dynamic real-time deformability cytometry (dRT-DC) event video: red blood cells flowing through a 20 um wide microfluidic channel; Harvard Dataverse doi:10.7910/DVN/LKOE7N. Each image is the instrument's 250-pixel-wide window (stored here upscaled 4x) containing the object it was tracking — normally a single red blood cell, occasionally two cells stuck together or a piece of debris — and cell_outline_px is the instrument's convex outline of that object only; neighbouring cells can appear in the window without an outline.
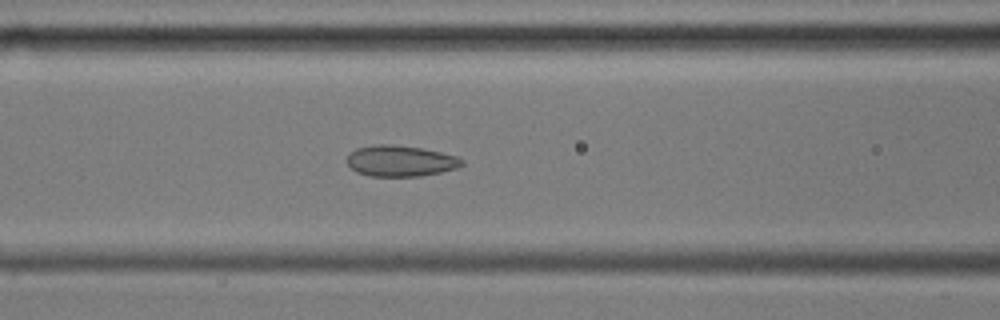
{"species": "common noctule bat (a hibernating species)", "species_latin": "Nyctalus noctula", "temperature_condition": "cold", "stored_images_in_passage": 54, "camera_frame_rate_fps": 3000, "um_per_image_px": 0.085, "animal": {"sex": "male", "body_mass_g": 17.9, "forearm_length_mm": 54.2}, "frame": {"image": 1, "passage_image": 21, "time_ms": 6.667, "image_size_px": [1000, 320], "cell_outline_px": [[464, 164], [456, 168], [440, 172], [420, 176], [372, 176], [356, 172], [348, 164], [348, 156], [356, 148], [380, 144], [392, 144], [420, 148], [440, 152], [456, 156], [464, 160]], "centroid_in_image_um": [34.05, 13.68], "position_along_channel_um": 132.5, "area_um2": 20.52}}
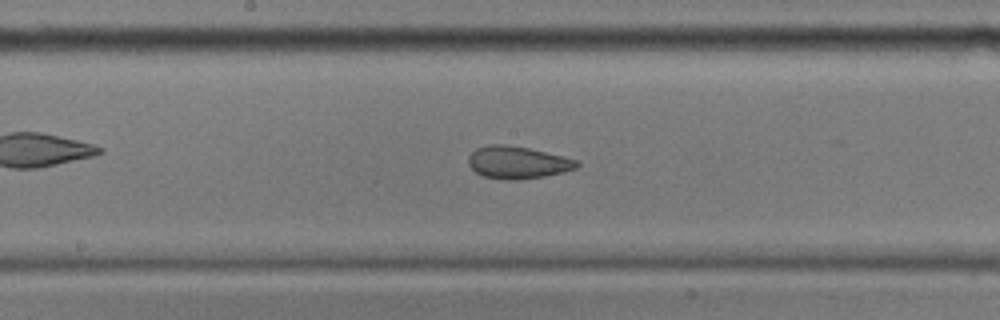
{"frame": {"image": 2, "passage_image": 27, "time_ms": 8.667, "image_size_px": [1000, 320], "cell_outline_px": [[580, 164], [576, 168], [564, 172], [544, 176], [516, 180], [508, 180], [484, 176], [476, 172], [468, 164], [468, 156], [476, 148], [492, 144], [504, 144], [528, 148], [576, 160]], "centroid_in_image_um": [43.96, 13.81], "position_along_channel_um": 204.2, "area_um2": 20.17}}
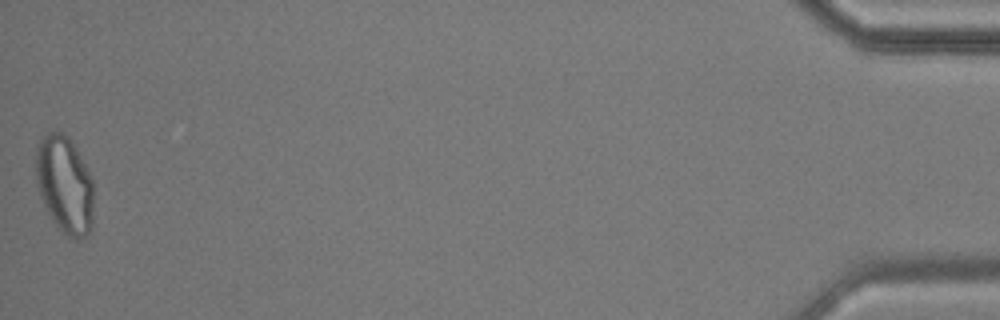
{"frame": {"image": 3, "passage_image": 54, "time_ms": 17.667, "image_size_px": [1000, 320], "cell_outline_px": [[92, 224], [88, 232], [84, 236], [76, 240], [68, 236], [52, 220], [40, 196], [36, 180], [36, 148], [40, 140], [48, 132], [56, 128], [68, 136], [76, 148], [92, 180]], "centroid_in_image_um": [5.47, 15.65], "position_along_channel_um": 429.7, "area_um2": 32.54}, "authors_computed_cell_mechanics": {"area_um2": 24.1893, "velocity_mm_per_s": 3.5778, "shape_relaxation_time_tau1_ms": null, "shape_relaxation_time_tau2_ms": 2.1675, "deformation_change_tau1": null, "deformation_change_tau2": 0.0854}}